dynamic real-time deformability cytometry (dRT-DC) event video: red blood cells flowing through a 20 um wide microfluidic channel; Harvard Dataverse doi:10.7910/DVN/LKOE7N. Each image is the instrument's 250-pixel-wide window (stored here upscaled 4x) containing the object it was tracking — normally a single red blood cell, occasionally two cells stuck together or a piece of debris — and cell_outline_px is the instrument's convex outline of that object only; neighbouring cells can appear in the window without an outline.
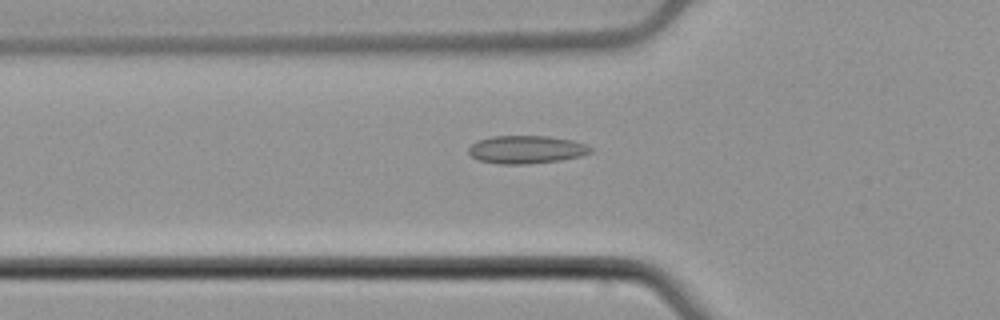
{"species": "common noctule bat (a hibernating species)", "species_latin": "Nyctalus noctula", "temperature_condition": "cold", "stored_images_in_passage": 54, "camera_frame_rate_fps": 3000, "um_per_image_px": 0.085, "animal": {"sex": "male", "body_mass_g": 21.5, "forearm_length_mm": 52.0}, "frame": {"image": 1, "passage_image": 19, "time_ms": 6.0, "image_size_px": [1000, 320], "cell_outline_px": [[592, 152], [580, 156], [560, 160], [528, 164], [500, 164], [480, 160], [472, 156], [468, 152], [468, 148], [476, 140], [492, 136], [548, 136], [572, 140], [588, 144], [592, 148]], "centroid_in_image_um": [44.75, 12.7], "position_along_channel_um": 81.1, "area_um2": 19.94}}
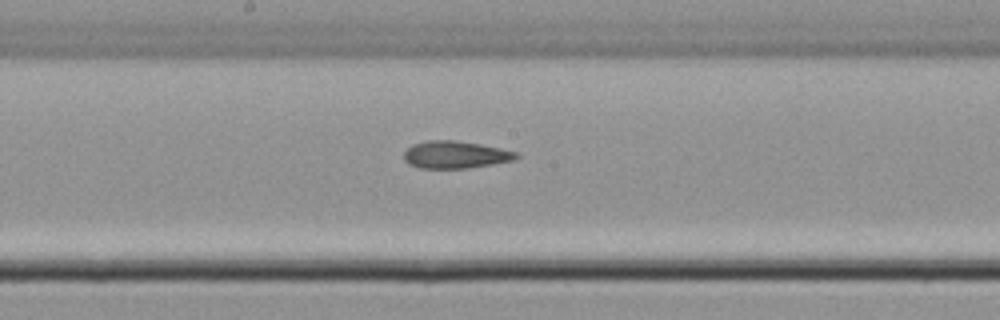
{"frame": {"image": 2, "passage_image": 29, "time_ms": 9.333, "image_size_px": [1000, 320], "cell_outline_px": [[520, 156], [512, 160], [492, 164], [468, 168], [420, 168], [408, 164], [404, 160], [404, 152], [412, 144], [428, 140], [456, 140], [480, 144], [520, 152]], "centroid_in_image_um": [38.7, 13.14], "position_along_channel_um": 209.5, "area_um2": 17.98}}
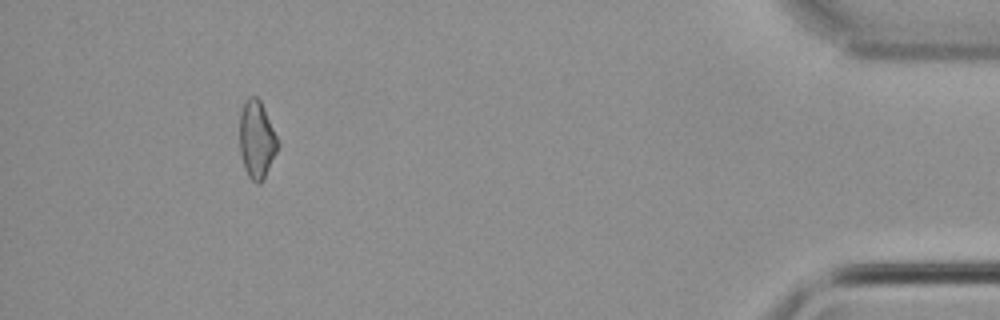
{"frame": {"image": 3, "passage_image": 50, "time_ms": 16.333, "image_size_px": [1000, 320], "cell_outline_px": [[280, 144], [264, 180], [260, 184], [256, 184], [248, 176], [244, 168], [240, 152], [240, 112], [244, 100], [248, 96], [256, 96], [260, 100], [264, 108]], "centroid_in_image_um": [21.82, 11.87], "position_along_channel_um": 413.4, "area_um2": 17.46}, "authors_computed_cell_mechanics": {"area_um2": 18.2359, "velocity_mm_per_s": 3.8449, "shape_relaxation_time_tau1_ms": null, "shape_relaxation_time_tau2_ms": 4.6288, "deformation_change_tau1": null, "deformation_change_tau2": 0.1082}}